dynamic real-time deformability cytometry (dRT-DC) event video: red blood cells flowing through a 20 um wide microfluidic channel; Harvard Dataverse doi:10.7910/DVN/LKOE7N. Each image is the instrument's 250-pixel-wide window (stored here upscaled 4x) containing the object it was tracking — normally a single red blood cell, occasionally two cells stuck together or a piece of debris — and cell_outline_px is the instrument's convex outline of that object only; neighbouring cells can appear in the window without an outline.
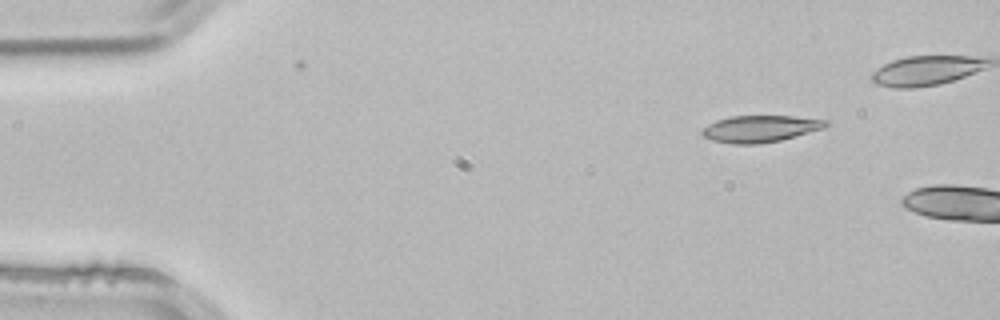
{"species": "common noctule bat (a hibernating species)", "species_latin": "Nyctalus noctula", "temperature_condition": "room temperature", "stored_images_in_passage": 2, "camera_frame_rate_fps": 3000, "um_per_image_px": 0.085, "animal": {"sex": "male", "body_mass_g": 21.5, "forearm_length_mm": 52.0}, "frame": {"image": 1, "passage_image": 1, "time_ms": 0.0, "image_size_px": [1000, 320], "cell_outline_px": [[828, 124], [824, 128], [796, 136], [780, 140], [756, 144], [732, 144], [712, 140], [704, 136], [700, 132], [708, 124], [716, 120], [728, 116], [792, 116], [828, 120]], "centroid_in_image_um": [64.6, 10.94], "position_along_channel_um": 20.4, "area_um2": 19.25}}